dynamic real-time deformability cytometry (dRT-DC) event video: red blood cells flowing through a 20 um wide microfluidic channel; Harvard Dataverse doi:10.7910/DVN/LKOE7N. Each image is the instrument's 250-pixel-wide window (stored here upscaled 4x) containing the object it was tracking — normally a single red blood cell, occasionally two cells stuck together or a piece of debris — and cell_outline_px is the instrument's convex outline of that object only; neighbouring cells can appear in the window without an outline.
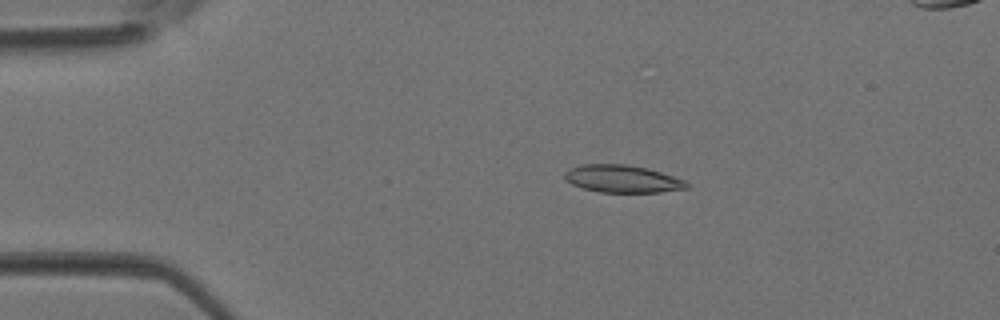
{"species": "Egyptian fruit bat (a non-hibernating species)", "species_latin": "Rousettus aegyptiacus", "temperature_condition": "room temperature", "stored_images_in_passage": 4, "camera_frame_rate_fps": 3000, "um_per_image_px": 0.085, "animal": {"sex": "female"}, "frame": {"image": 1, "passage_image": 2, "time_ms": 0.333, "image_size_px": [1000, 320], "cell_outline_px": [[688, 188], [660, 192], [600, 192], [584, 188], [572, 184], [564, 180], [564, 172], [580, 164], [624, 164], [648, 168], [684, 180], [688, 184]], "centroid_in_image_um": [52.87, 15.2], "position_along_channel_um": 32.1, "area_um2": 19.42}}